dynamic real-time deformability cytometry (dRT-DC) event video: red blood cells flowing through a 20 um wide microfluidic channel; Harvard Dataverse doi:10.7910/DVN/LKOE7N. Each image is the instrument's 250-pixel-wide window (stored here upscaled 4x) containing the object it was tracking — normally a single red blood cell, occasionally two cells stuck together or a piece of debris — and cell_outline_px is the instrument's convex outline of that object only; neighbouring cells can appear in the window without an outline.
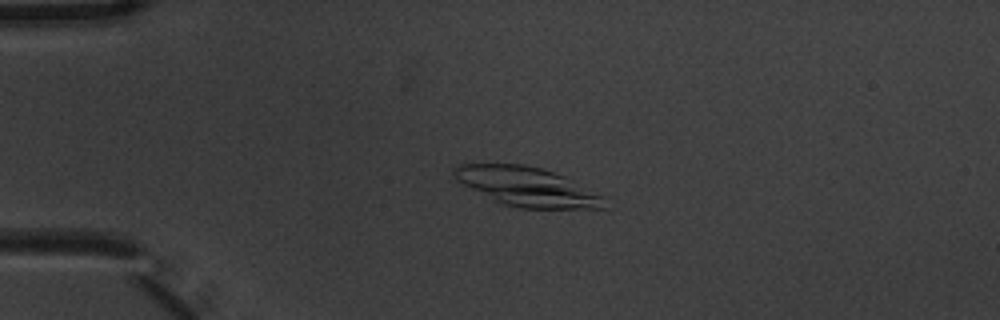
{"species": "common noctule bat (a hibernating species)", "species_latin": "Nyctalus noctula", "temperature_condition": "warm", "stored_images_in_passage": 6, "segment_of_instrument_passage": [1, 2], "camera_frame_rate_fps": 3000, "um_per_image_px": 0.085, "animal": {"sex": "male", "body_mass_g": 20.1, "forearm_length_mm": 53.5}, "frame": {"image": 1, "passage_image": 4, "time_ms": 1.0, "image_size_px": [1000, 320], "cell_outline_px": [[608, 208], [520, 208], [504, 204], [456, 180], [452, 172], [452, 168], [460, 164], [524, 164], [540, 168], [564, 176], [604, 196]], "centroid_in_image_um": [44.83, 15.86], "position_along_channel_um": 40.2, "area_um2": 33.7}}